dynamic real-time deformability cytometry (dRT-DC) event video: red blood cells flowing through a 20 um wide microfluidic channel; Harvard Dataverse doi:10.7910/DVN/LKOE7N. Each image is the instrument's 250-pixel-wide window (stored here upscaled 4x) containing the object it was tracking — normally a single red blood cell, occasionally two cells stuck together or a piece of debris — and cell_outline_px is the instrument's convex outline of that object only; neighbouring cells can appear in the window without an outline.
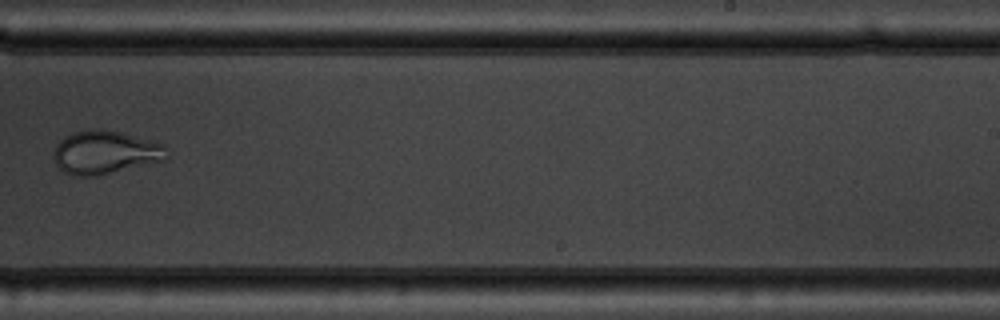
{"species": "common noctule bat (a hibernating species)", "species_latin": "Nyctalus noctula", "temperature_condition": "warm", "stored_images_in_passage": 6, "camera_frame_rate_fps": 3000, "um_per_image_px": 0.085, "animal": {"sex": "male", "body_mass_g": 19.5, "forearm_length_mm": 54.6}, "frame": {"image": 1, "passage_image": 6, "time_ms": 5.667, "image_size_px": [1000, 320], "cell_outline_px": [[168, 160], [100, 176], [76, 176], [64, 172], [56, 164], [52, 152], [56, 144], [64, 136], [72, 132], [92, 128], [100, 128], [120, 132], [152, 140], [164, 144]], "centroid_in_image_um": [8.94, 12.95], "position_along_channel_um": 280.1, "area_um2": 29.19}}